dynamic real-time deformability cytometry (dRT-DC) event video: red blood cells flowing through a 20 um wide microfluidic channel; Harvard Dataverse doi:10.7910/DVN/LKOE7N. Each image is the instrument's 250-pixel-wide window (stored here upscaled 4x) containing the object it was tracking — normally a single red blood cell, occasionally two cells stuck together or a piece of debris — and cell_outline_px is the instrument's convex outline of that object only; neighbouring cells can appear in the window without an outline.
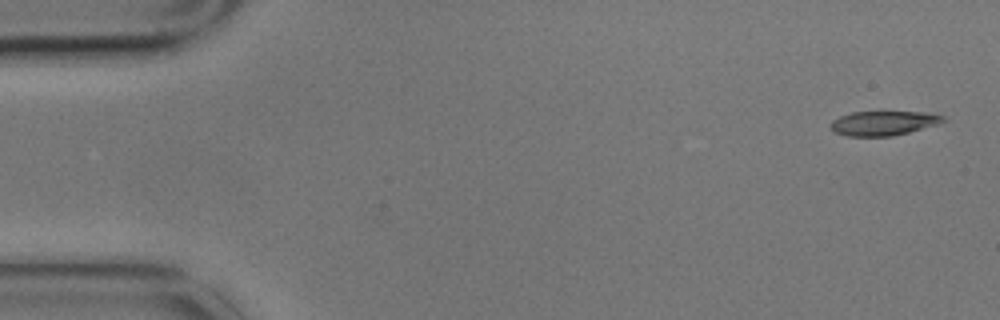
{"species": "common noctule bat (a hibernating species)", "species_latin": "Nyctalus noctula", "temperature_condition": "cold", "stored_images_in_passage": 6, "camera_frame_rate_fps": 3000, "um_per_image_px": 0.085, "animal": {"sex": "male", "body_mass_g": 17.9}, "frame": {"image": 1, "passage_image": 1, "time_ms": 0.0, "image_size_px": [1000, 320], "cell_outline_px": [[948, 120], [936, 124], [908, 132], [892, 136], [848, 136], [836, 132], [832, 128], [832, 120], [840, 116], [852, 112], [924, 112], [944, 116]], "centroid_in_image_um": [75.11, 10.46], "position_along_channel_um": 9.9, "area_um2": 15.72}}